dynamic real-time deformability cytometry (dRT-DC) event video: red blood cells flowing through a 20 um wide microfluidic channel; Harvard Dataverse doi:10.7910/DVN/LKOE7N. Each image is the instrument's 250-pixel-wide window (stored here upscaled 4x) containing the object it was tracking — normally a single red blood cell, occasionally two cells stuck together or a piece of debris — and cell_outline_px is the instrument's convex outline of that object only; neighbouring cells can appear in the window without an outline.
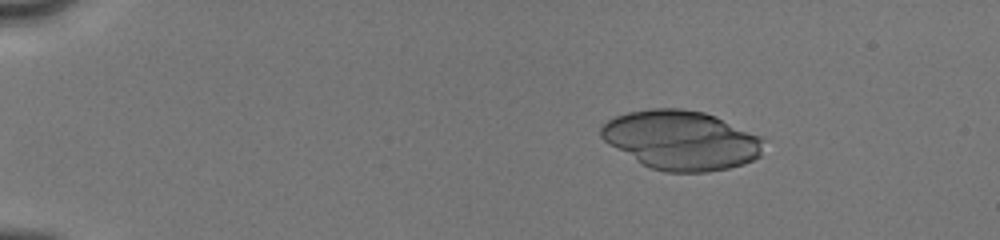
{"species": "human", "species_latin": "Homo sapiens", "temperature_condition": "cold", "stored_images_in_passage": 16, "camera_frame_rate_fps": 3000, "um_per_image_px": 0.085, "donor": {"sex": "male"}, "frame": {"image": 1, "passage_image": 4, "time_ms": 2.667, "image_size_px": [1000, 240], "cell_outline_px": [[768, 140], [760, 156], [744, 164], [728, 168], [708, 172], [668, 172], [652, 168], [640, 164], [604, 140], [600, 136], [600, 128], [608, 120], [616, 116], [628, 112], [652, 108], [684, 108], [704, 112], [716, 116], [760, 136]], "centroid_in_image_um": [57.94, 11.91], "position_along_channel_um": 27.1, "area_um2": 56.36}}